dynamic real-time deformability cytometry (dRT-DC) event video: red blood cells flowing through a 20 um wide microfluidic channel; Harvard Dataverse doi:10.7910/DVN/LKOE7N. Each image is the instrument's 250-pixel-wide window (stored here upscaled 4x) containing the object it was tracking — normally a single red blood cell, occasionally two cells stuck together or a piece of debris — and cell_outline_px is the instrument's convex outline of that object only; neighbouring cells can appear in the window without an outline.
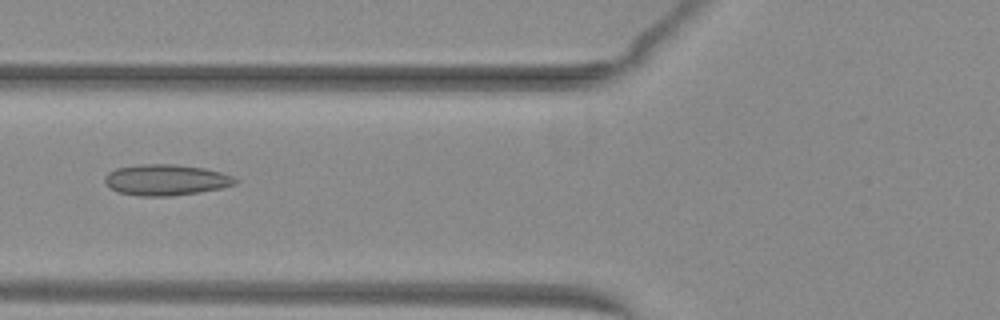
{"species": "common noctule bat (a hibernating species)", "species_latin": "Nyctalus noctula", "temperature_condition": "warm", "stored_images_in_passage": 51, "camera_frame_rate_fps": 3000, "um_per_image_px": 0.085, "animal": {"sex": "female", "body_mass_g": 29.2, "forearm_length_mm": 56.3}, "frame": {"image": 1, "passage_image": 21, "time_ms": 6.667, "image_size_px": [1000, 320], "cell_outline_px": [[236, 184], [224, 188], [172, 196], [140, 196], [116, 192], [104, 180], [104, 176], [108, 172], [116, 168], [140, 164], [176, 164], [204, 168], [220, 172], [232, 176], [236, 180]], "centroid_in_image_um": [14.1, 15.29], "position_along_channel_um": 111.7, "area_um2": 23.58}}
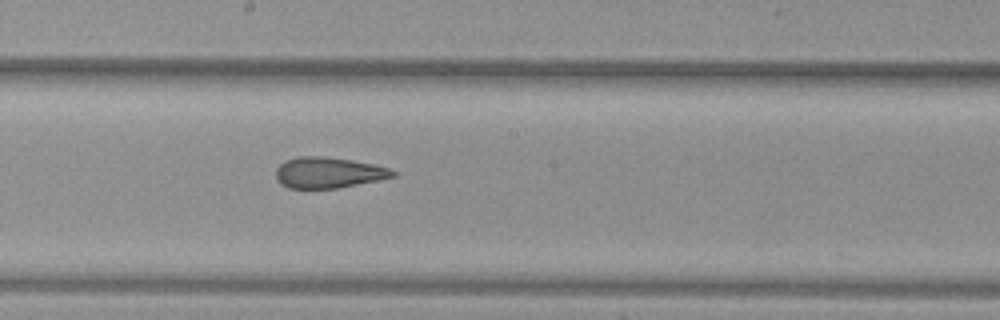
{"frame": {"image": 2, "passage_image": 29, "time_ms": 9.333, "image_size_px": [1000, 320], "cell_outline_px": [[396, 176], [380, 180], [340, 188], [288, 188], [280, 184], [276, 180], [276, 168], [284, 160], [296, 156], [324, 156], [352, 160], [372, 164], [388, 168], [396, 172]], "centroid_in_image_um": [27.89, 14.67], "position_along_channel_um": 220.3, "area_um2": 21.27}}
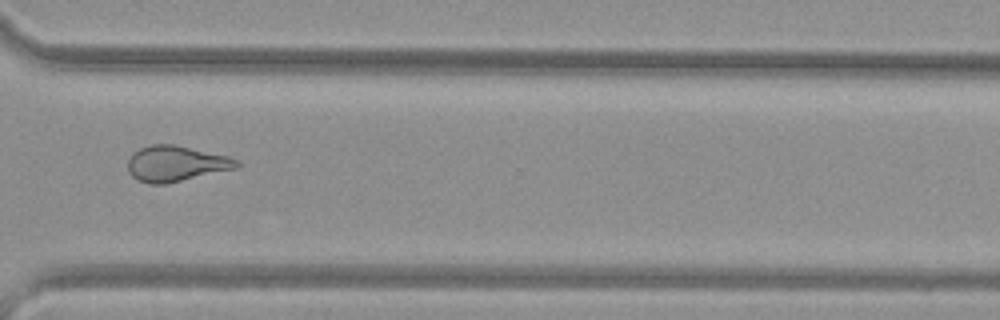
{"frame": {"image": 3, "passage_image": 39, "time_ms": 12.667, "image_size_px": [1000, 320], "cell_outline_px": [[240, 164], [236, 168], [164, 184], [148, 184], [132, 176], [128, 172], [128, 160], [140, 148], [152, 144], [172, 144], [228, 156], [240, 160]], "centroid_in_image_um": [14.96, 13.91], "position_along_channel_um": 355.6, "area_um2": 22.25}}